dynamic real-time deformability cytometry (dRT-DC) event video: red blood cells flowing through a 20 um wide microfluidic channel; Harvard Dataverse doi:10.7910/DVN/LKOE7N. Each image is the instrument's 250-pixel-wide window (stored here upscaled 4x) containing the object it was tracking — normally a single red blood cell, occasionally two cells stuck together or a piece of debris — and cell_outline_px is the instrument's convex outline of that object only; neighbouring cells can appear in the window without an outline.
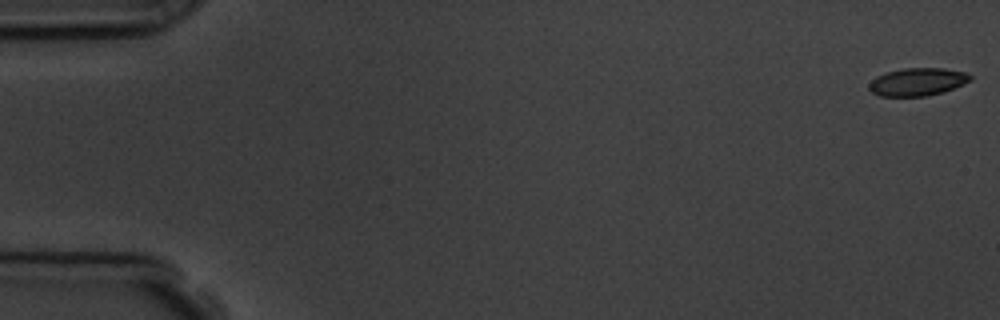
{"species": "common noctule bat (a hibernating species)", "species_latin": "Nyctalus noctula", "temperature_condition": "room temperature", "stored_images_in_passage": 8, "camera_frame_rate_fps": 3000, "um_per_image_px": 0.085, "animal": {"sex": "male", "body_mass_g": 19.5, "forearm_length_mm": 54.6}, "frame": {"image": 1, "passage_image": 1, "time_ms": 0.0, "image_size_px": [1000, 320], "cell_outline_px": [[972, 80], [964, 84], [944, 92], [928, 96], [880, 96], [872, 92], [868, 88], [868, 84], [876, 76], [888, 72], [904, 68], [944, 68], [964, 72], [972, 76]], "centroid_in_image_um": [78.0, 6.96], "position_along_channel_um": 7.0, "area_um2": 16.47}}
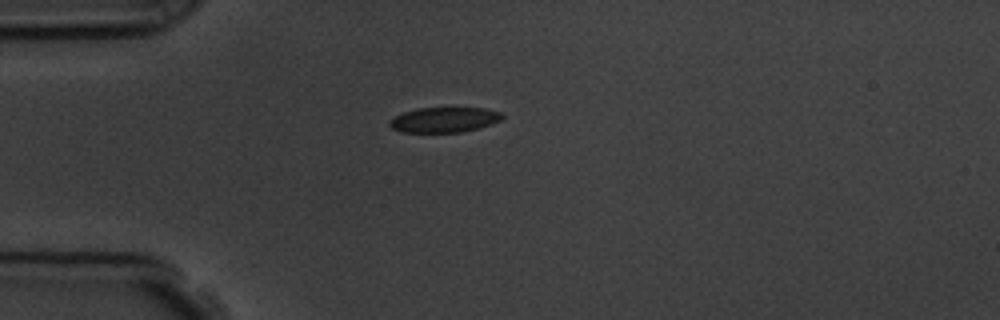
{"frame": {"image": 2, "passage_image": 5, "time_ms": 4.667, "image_size_px": [1000, 320], "cell_outline_px": [[504, 116], [500, 120], [476, 128], [460, 132], [400, 132], [392, 128], [388, 124], [388, 120], [404, 112], [416, 108], [484, 108], [500, 112]], "centroid_in_image_um": [37.7, 10.17], "position_along_channel_um": 47.3, "area_um2": 16.3}}